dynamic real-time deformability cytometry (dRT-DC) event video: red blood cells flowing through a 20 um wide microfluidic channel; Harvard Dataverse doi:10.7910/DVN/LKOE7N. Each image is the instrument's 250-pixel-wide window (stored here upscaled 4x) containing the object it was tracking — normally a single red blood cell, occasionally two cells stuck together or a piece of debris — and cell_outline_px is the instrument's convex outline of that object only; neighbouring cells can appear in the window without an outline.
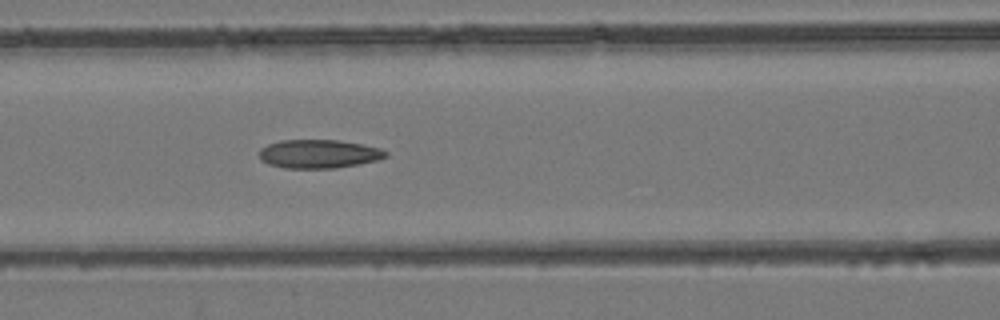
{"species": "common noctule bat (a hibernating species)", "species_latin": "Nyctalus noctula", "temperature_condition": "room temperature", "stored_images_in_passage": 19, "camera_frame_rate_fps": 3000, "um_per_image_px": 0.085, "animal": {"sex": "female", "body_mass_g": 24.6, "forearm_length_mm": 56.2}, "frame": {"image": 1, "passage_image": 11, "time_ms": 3.333, "image_size_px": [1000, 320], "cell_outline_px": [[388, 156], [376, 160], [360, 164], [336, 168], [284, 168], [268, 164], [260, 160], [260, 148], [268, 144], [280, 140], [336, 140], [360, 144], [380, 148], [388, 152]], "centroid_in_image_um": [27.08, 13.08], "position_along_channel_um": 139.5, "area_um2": 21.1}}
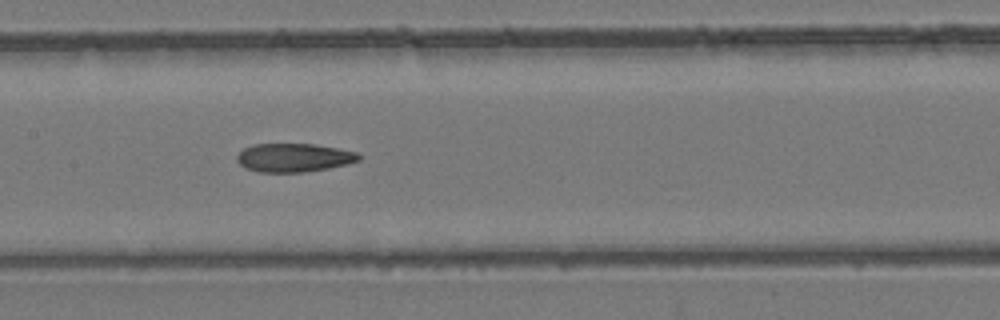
{"frame": {"image": 2, "passage_image": 14, "time_ms": 4.333, "image_size_px": [1000, 320], "cell_outline_px": [[360, 160], [348, 164], [328, 168], [304, 172], [260, 172], [244, 168], [236, 160], [236, 156], [244, 148], [252, 144], [312, 144], [336, 148], [356, 152], [360, 156]], "centroid_in_image_um": [24.95, 13.4], "position_along_channel_um": 182.5, "area_um2": 20.23}}